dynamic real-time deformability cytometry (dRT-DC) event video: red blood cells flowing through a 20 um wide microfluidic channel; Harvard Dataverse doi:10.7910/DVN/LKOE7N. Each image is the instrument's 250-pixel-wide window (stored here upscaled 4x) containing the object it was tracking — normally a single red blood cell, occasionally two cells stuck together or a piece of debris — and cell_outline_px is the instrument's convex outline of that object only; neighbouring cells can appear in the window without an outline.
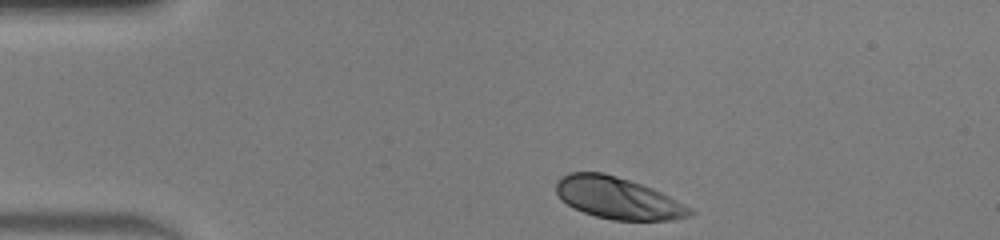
{"species": "human", "species_latin": "Homo sapiens", "temperature_condition": "warm", "stored_images_in_passage": 34, "camera_frame_rate_fps": 3000, "um_per_image_px": 0.085, "donor": {"sex": "male"}, "frame": {"image": 1, "passage_image": 1, "time_ms": 0.0, "image_size_px": [1000, 240], "cell_outline_px": [[696, 212], [692, 216], [672, 220], [612, 220], [596, 216], [584, 212], [568, 204], [556, 192], [556, 180], [568, 172], [604, 172], [652, 188], [692, 208]], "centroid_in_image_um": [52.54, 16.84], "position_along_channel_um": 32.5, "area_um2": 32.31}}
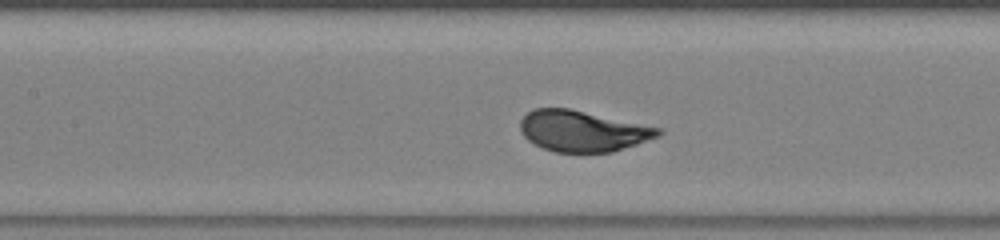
{"frame": {"image": 2, "passage_image": 14, "time_ms": 4.333, "image_size_px": [1000, 240], "cell_outline_px": [[664, 132], [660, 136], [612, 152], [556, 152], [544, 148], [528, 140], [520, 132], [520, 120], [532, 108], [568, 108], [660, 128]], "centroid_in_image_um": [49.5, 11.13], "position_along_channel_um": 157.9, "area_um2": 32.66}}
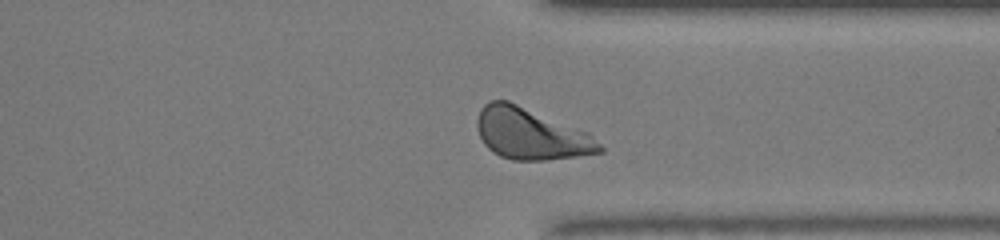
{"frame": {"image": 3, "passage_image": 29, "time_ms": 9.333, "image_size_px": [1000, 240], "cell_outline_px": [[604, 152], [548, 160], [512, 160], [500, 156], [492, 152], [484, 144], [480, 136], [476, 124], [476, 120], [480, 108], [488, 100], [508, 100], [588, 132], [604, 148]], "centroid_in_image_um": [45.09, 11.37], "position_along_channel_um": 366.3, "area_um2": 36.7}, "authors_computed_cell_mechanics": {"area_um2": 33.2928, "velocity_mm_per_s": 4.1726, "shape_relaxation_time_tau1_ms": 1.6895, "shape_relaxation_time_tau2_ms": null, "deformation_change_tau1": 0.1539, "deformation_change_tau2": null}}